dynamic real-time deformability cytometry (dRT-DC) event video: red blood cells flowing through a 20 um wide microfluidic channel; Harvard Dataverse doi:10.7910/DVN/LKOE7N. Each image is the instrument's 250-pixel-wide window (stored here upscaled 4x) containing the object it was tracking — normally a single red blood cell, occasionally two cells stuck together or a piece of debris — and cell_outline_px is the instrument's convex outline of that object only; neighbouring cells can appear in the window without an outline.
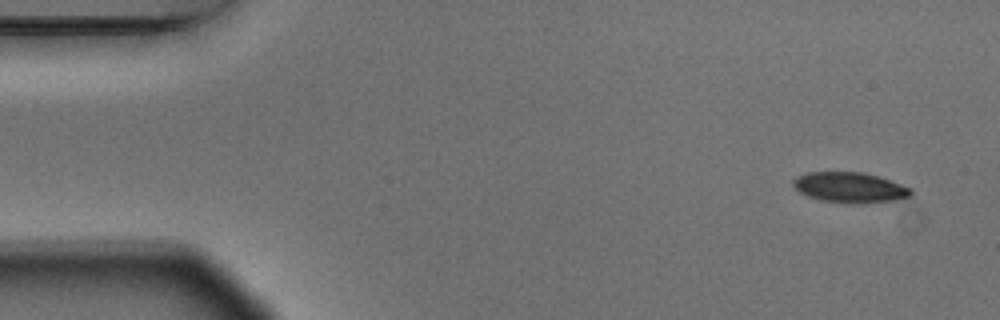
{"species": "Egyptian fruit bat (a non-hibernating species)", "species_latin": "Rousettus aegyptiacus", "temperature_condition": "warm", "stored_images_in_passage": 5, "camera_frame_rate_fps": 3000, "um_per_image_px": 0.085, "animal": {"sex": "male"}, "frame": {"image": 1, "passage_image": 1, "time_ms": 0.0, "image_size_px": [1000, 320], "cell_outline_px": [[912, 196], [896, 200], [820, 200], [808, 196], [800, 192], [792, 184], [792, 180], [796, 176], [808, 172], [864, 172], [880, 176], [912, 188]], "centroid_in_image_um": [72.23, 15.86], "position_along_channel_um": 12.8, "area_um2": 19.94}}
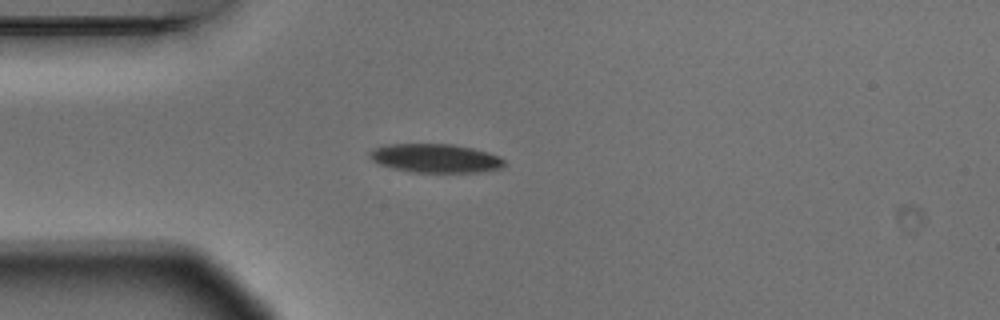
{"frame": {"image": 2, "passage_image": 4, "time_ms": 1.0, "image_size_px": [1000, 320], "cell_outline_px": [[504, 164], [500, 168], [480, 172], [412, 172], [392, 168], [380, 164], [372, 160], [368, 156], [368, 152], [372, 148], [388, 144], [452, 144], [472, 148], [488, 152], [504, 160]], "centroid_in_image_um": [36.95, 13.45], "position_along_channel_um": 48.0, "area_um2": 22.48}}